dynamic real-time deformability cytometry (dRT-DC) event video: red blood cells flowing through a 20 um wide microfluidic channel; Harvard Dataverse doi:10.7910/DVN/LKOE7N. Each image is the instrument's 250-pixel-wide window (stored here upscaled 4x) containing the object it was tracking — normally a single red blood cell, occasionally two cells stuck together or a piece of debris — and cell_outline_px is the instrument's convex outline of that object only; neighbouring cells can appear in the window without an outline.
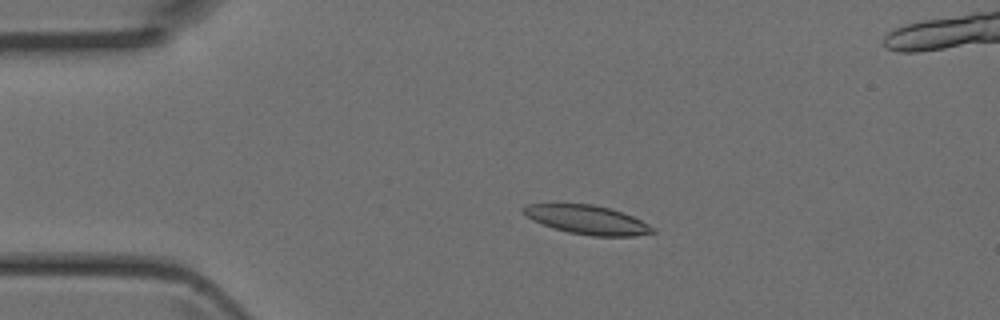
{"species": "Egyptian fruit bat (a non-hibernating species)", "species_latin": "Rousettus aegyptiacus", "temperature_condition": "room temperature", "stored_images_in_passage": 4, "camera_frame_rate_fps": 3000, "um_per_image_px": 0.085, "animal": {"sex": "female"}, "frame": {"image": 1, "passage_image": 2, "time_ms": 0.333, "image_size_px": [1000, 320], "cell_outline_px": [[656, 232], [636, 236], [592, 236], [568, 232], [552, 228], [532, 220], [524, 216], [520, 212], [520, 208], [528, 204], [592, 204], [608, 208], [632, 216], [656, 228]], "centroid_in_image_um": [49.87, 18.69], "position_along_channel_um": 35.1, "area_um2": 21.85}}